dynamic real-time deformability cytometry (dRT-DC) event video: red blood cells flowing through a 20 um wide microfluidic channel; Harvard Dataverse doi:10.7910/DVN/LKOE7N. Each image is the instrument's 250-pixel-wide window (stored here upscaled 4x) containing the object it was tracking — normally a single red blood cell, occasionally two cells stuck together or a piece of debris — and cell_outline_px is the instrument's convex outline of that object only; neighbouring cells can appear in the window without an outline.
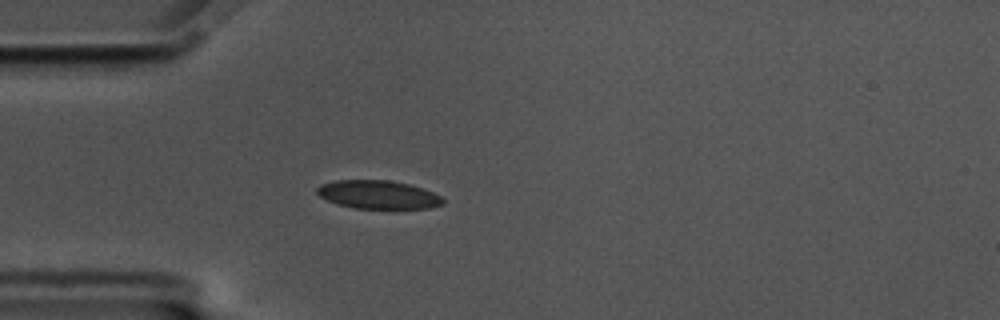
{"species": "common noctule bat (a hibernating species)", "species_latin": "Nyctalus noctula", "temperature_condition": "cold", "stored_images_in_passage": 43, "camera_frame_rate_fps": 3000, "um_per_image_px": 0.085, "animal": {"sex": "male", "body_mass_g": 17.5, "forearm_length_mm": 52.3}, "frame": {"image": 1, "passage_image": 1, "time_ms": 0.0, "image_size_px": [1000, 320], "cell_outline_px": [[444, 204], [428, 208], [356, 208], [336, 204], [320, 196], [316, 192], [316, 188], [320, 184], [336, 180], [388, 180], [408, 184], [432, 192], [440, 196], [444, 200]], "centroid_in_image_um": [32.11, 16.54], "position_along_channel_um": 52.9, "area_um2": 20.63}}
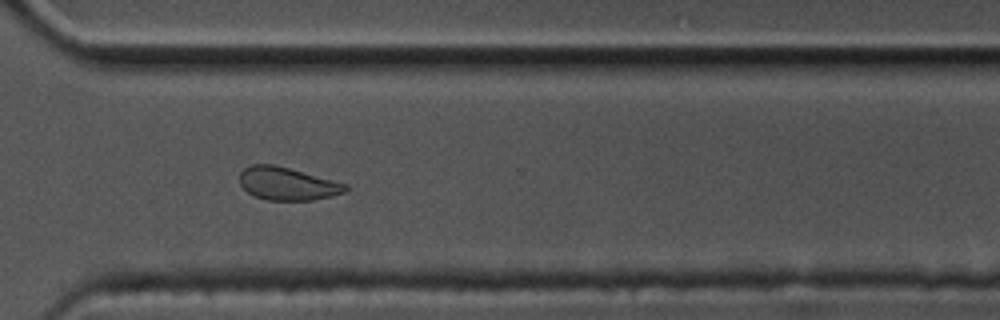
{"frame": {"image": 2, "passage_image": 27, "time_ms": 8.667, "image_size_px": [1000, 320], "cell_outline_px": [[348, 188], [344, 192], [332, 196], [312, 200], [268, 200], [256, 196], [248, 192], [240, 184], [240, 172], [244, 168], [252, 164], [272, 164], [288, 168], [348, 184]], "centroid_in_image_um": [24.42, 15.61], "position_along_channel_um": 346.2, "area_um2": 20.06}}
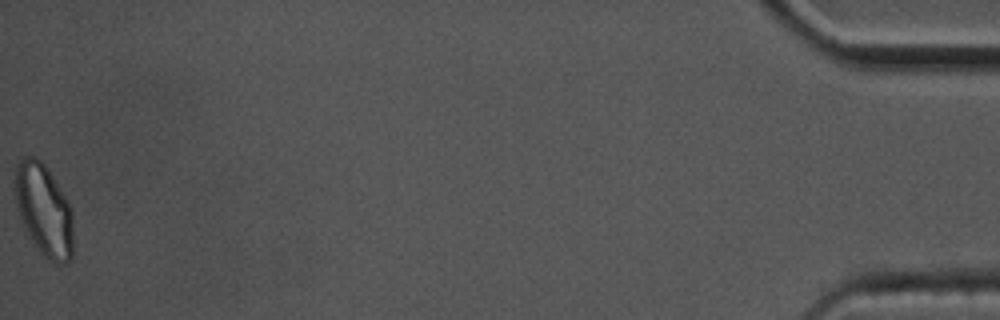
{"frame": {"image": 3, "passage_image": 43, "time_ms": 14.0, "image_size_px": [1000, 320], "cell_outline_px": [[72, 256], [64, 264], [56, 264], [48, 260], [40, 252], [28, 236], [20, 216], [16, 204], [12, 188], [12, 180], [16, 164], [20, 156], [36, 156], [48, 168], [72, 208]], "centroid_in_image_um": [3.68, 17.79], "position_along_channel_um": 431.5, "area_um2": 31.91}, "authors_computed_cell_mechanics": {"area_um2": 21.2126, "velocity_mm_per_s": 3.4745, "shape_relaxation_time_tau1_ms": 4.18, "shape_relaxation_time_tau2_ms": 2.8102, "deformation_change_tau1": 0.0942, "deformation_change_tau2": 0.0543}}